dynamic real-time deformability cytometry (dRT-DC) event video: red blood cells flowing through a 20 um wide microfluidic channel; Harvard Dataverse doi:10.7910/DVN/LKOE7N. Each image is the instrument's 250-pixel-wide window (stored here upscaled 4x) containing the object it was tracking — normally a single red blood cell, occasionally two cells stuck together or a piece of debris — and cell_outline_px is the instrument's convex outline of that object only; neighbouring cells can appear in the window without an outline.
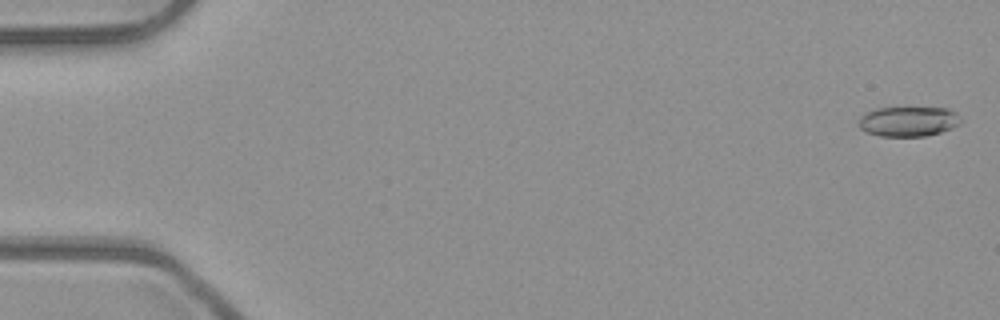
{"species": "common noctule bat (a hibernating species)", "species_latin": "Nyctalus noctula", "temperature_condition": "room temperature", "stored_images_in_passage": 53, "camera_frame_rate_fps": 3000, "um_per_image_px": 0.085, "animal": {"sex": "male", "body_mass_g": 23.1, "forearm_length_mm": 52.7}, "frame": {"image": 1, "passage_image": 2, "time_ms": 0.333, "image_size_px": [1000, 320], "cell_outline_px": [[960, 124], [952, 128], [940, 132], [924, 136], [880, 136], [868, 132], [860, 128], [860, 116], [876, 108], [948, 108], [956, 112], [960, 120]], "centroid_in_image_um": [77.23, 10.32], "position_along_channel_um": 7.8, "area_um2": 17.57}}
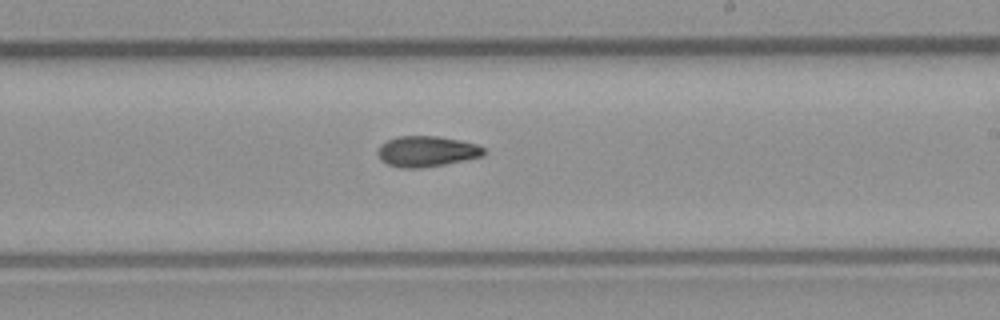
{"frame": {"image": 2, "passage_image": 32, "time_ms": 10.333, "image_size_px": [1000, 320], "cell_outline_px": [[484, 156], [444, 164], [420, 168], [400, 168], [388, 164], [380, 160], [376, 152], [380, 144], [396, 136], [436, 136], [460, 140], [476, 144], [484, 148]], "centroid_in_image_um": [36.23, 12.86], "position_along_channel_um": 252.8, "area_um2": 19.02}}
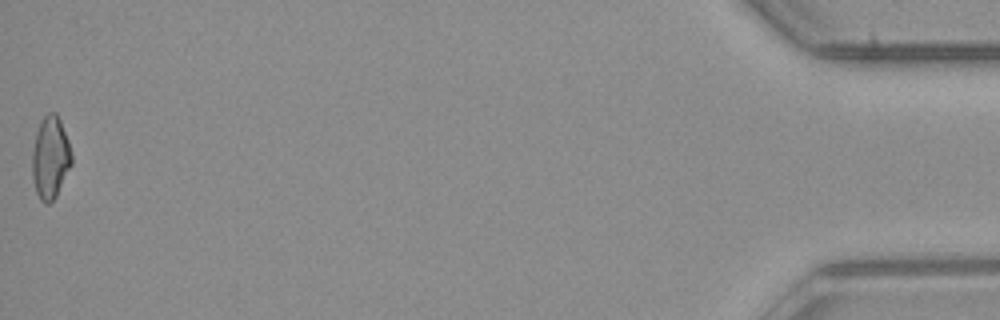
{"frame": {"image": 3, "passage_image": 53, "time_ms": 17.333, "image_size_px": [1000, 320], "cell_outline_px": [[72, 164], [56, 196], [48, 204], [44, 204], [40, 200], [36, 192], [32, 176], [32, 152], [36, 132], [44, 116], [48, 112], [56, 112], [60, 120], [68, 140], [72, 152]], "centroid_in_image_um": [4.28, 13.41], "position_along_channel_um": 430.9, "area_um2": 18.96}}